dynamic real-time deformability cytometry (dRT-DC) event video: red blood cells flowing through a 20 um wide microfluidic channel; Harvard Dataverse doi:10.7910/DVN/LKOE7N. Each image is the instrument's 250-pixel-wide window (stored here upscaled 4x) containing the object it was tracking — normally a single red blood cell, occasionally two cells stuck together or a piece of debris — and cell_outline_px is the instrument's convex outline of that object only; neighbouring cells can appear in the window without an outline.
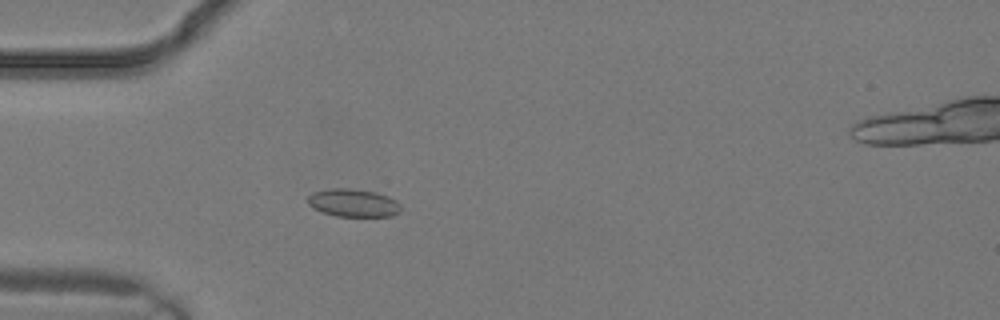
{"species": "common noctule bat (a hibernating species)", "species_latin": "Nyctalus noctula", "temperature_condition": "warm", "stored_images_in_passage": 2, "camera_frame_rate_fps": 3000, "um_per_image_px": 0.085, "animal": {"sex": "male", "body_mass_g": 19.2, "forearm_length_mm": 51.8}, "frame": {"image": 1, "passage_image": 1, "time_ms": 0.0, "image_size_px": [1000, 320], "cell_outline_px": [[400, 212], [392, 216], [336, 216], [312, 208], [308, 204], [308, 196], [312, 192], [328, 188], [348, 188], [376, 192], [388, 196], [396, 200], [400, 204]], "centroid_in_image_um": [30.02, 17.24], "position_along_channel_um": 55.0, "area_um2": 15.2}}